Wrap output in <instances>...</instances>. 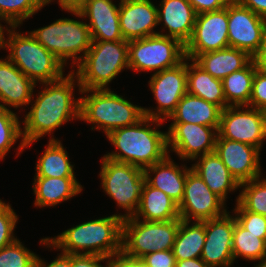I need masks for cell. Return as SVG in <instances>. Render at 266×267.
<instances>
[{"label": "cell", "mask_w": 266, "mask_h": 267, "mask_svg": "<svg viewBox=\"0 0 266 267\" xmlns=\"http://www.w3.org/2000/svg\"><path fill=\"white\" fill-rule=\"evenodd\" d=\"M69 72L58 81L41 83L45 88L38 92L34 104L30 102V111L22 121V140L17 156L44 135L50 136L51 132L66 122L79 119L80 98L75 99L73 94L76 85L80 87L79 80L73 70Z\"/></svg>", "instance_id": "6da1fadb"}, {"label": "cell", "mask_w": 266, "mask_h": 267, "mask_svg": "<svg viewBox=\"0 0 266 267\" xmlns=\"http://www.w3.org/2000/svg\"><path fill=\"white\" fill-rule=\"evenodd\" d=\"M163 122L165 121L144 116L134 125L120 127L110 132L106 137L119 152L112 151L104 157L143 170L164 160L170 154L167 132L157 130L159 129L157 126L160 127ZM154 124L156 126L153 128Z\"/></svg>", "instance_id": "7a4b0ae2"}, {"label": "cell", "mask_w": 266, "mask_h": 267, "mask_svg": "<svg viewBox=\"0 0 266 267\" xmlns=\"http://www.w3.org/2000/svg\"><path fill=\"white\" fill-rule=\"evenodd\" d=\"M120 214H112L71 227L57 237H45L40 243L66 254H85L113 257L122 251Z\"/></svg>", "instance_id": "3957f363"}, {"label": "cell", "mask_w": 266, "mask_h": 267, "mask_svg": "<svg viewBox=\"0 0 266 267\" xmlns=\"http://www.w3.org/2000/svg\"><path fill=\"white\" fill-rule=\"evenodd\" d=\"M78 91L81 95L86 94L79 97V120L93 124L91 130L102 129L106 136L120 127L134 125L144 117V107L134 105L110 88Z\"/></svg>", "instance_id": "277c9868"}, {"label": "cell", "mask_w": 266, "mask_h": 267, "mask_svg": "<svg viewBox=\"0 0 266 267\" xmlns=\"http://www.w3.org/2000/svg\"><path fill=\"white\" fill-rule=\"evenodd\" d=\"M10 28V29H9ZM7 28L3 50L10 53L7 58L36 84L55 82L64 77V65L46 50L31 34L17 32V26Z\"/></svg>", "instance_id": "5b68a950"}, {"label": "cell", "mask_w": 266, "mask_h": 267, "mask_svg": "<svg viewBox=\"0 0 266 267\" xmlns=\"http://www.w3.org/2000/svg\"><path fill=\"white\" fill-rule=\"evenodd\" d=\"M76 69L79 90L109 89V83L129 69L128 41H93Z\"/></svg>", "instance_id": "8992f818"}, {"label": "cell", "mask_w": 266, "mask_h": 267, "mask_svg": "<svg viewBox=\"0 0 266 267\" xmlns=\"http://www.w3.org/2000/svg\"><path fill=\"white\" fill-rule=\"evenodd\" d=\"M30 34L64 66L70 58L72 67L78 65L93 42L86 22L69 18L56 19L50 25L35 29Z\"/></svg>", "instance_id": "52a82bcc"}, {"label": "cell", "mask_w": 266, "mask_h": 267, "mask_svg": "<svg viewBox=\"0 0 266 267\" xmlns=\"http://www.w3.org/2000/svg\"><path fill=\"white\" fill-rule=\"evenodd\" d=\"M180 219L170 221H144L129 217L122 224V253L141 259L143 256L171 250L179 229Z\"/></svg>", "instance_id": "ba28073f"}, {"label": "cell", "mask_w": 266, "mask_h": 267, "mask_svg": "<svg viewBox=\"0 0 266 267\" xmlns=\"http://www.w3.org/2000/svg\"><path fill=\"white\" fill-rule=\"evenodd\" d=\"M99 177L106 195L113 199L118 207L125 209L123 219L133 217L140 203L141 189L145 181L144 170L128 163L101 159Z\"/></svg>", "instance_id": "9c48e42d"}, {"label": "cell", "mask_w": 266, "mask_h": 267, "mask_svg": "<svg viewBox=\"0 0 266 267\" xmlns=\"http://www.w3.org/2000/svg\"><path fill=\"white\" fill-rule=\"evenodd\" d=\"M129 69L154 71V74L180 64L185 58V45L179 40L156 34L128 41Z\"/></svg>", "instance_id": "30bf717a"}, {"label": "cell", "mask_w": 266, "mask_h": 267, "mask_svg": "<svg viewBox=\"0 0 266 267\" xmlns=\"http://www.w3.org/2000/svg\"><path fill=\"white\" fill-rule=\"evenodd\" d=\"M187 61L153 74L148 82L158 104L156 109L143 108L144 116L166 121L187 93Z\"/></svg>", "instance_id": "8fae6325"}, {"label": "cell", "mask_w": 266, "mask_h": 267, "mask_svg": "<svg viewBox=\"0 0 266 267\" xmlns=\"http://www.w3.org/2000/svg\"><path fill=\"white\" fill-rule=\"evenodd\" d=\"M218 134L222 138L246 143L260 150L266 139L262 110L248 105L227 106L221 112Z\"/></svg>", "instance_id": "7c38bea8"}, {"label": "cell", "mask_w": 266, "mask_h": 267, "mask_svg": "<svg viewBox=\"0 0 266 267\" xmlns=\"http://www.w3.org/2000/svg\"><path fill=\"white\" fill-rule=\"evenodd\" d=\"M226 202L213 193L202 178L190 169L187 172L183 200L178 205L180 219L204 221L223 216Z\"/></svg>", "instance_id": "4fadbf2b"}, {"label": "cell", "mask_w": 266, "mask_h": 267, "mask_svg": "<svg viewBox=\"0 0 266 267\" xmlns=\"http://www.w3.org/2000/svg\"><path fill=\"white\" fill-rule=\"evenodd\" d=\"M229 47L227 6L196 16L191 38L185 45V56L194 60L199 54Z\"/></svg>", "instance_id": "5bb4252c"}, {"label": "cell", "mask_w": 266, "mask_h": 267, "mask_svg": "<svg viewBox=\"0 0 266 267\" xmlns=\"http://www.w3.org/2000/svg\"><path fill=\"white\" fill-rule=\"evenodd\" d=\"M229 47L246 51L251 57L259 50L266 29V18L235 0L227 4Z\"/></svg>", "instance_id": "9a60e30c"}, {"label": "cell", "mask_w": 266, "mask_h": 267, "mask_svg": "<svg viewBox=\"0 0 266 267\" xmlns=\"http://www.w3.org/2000/svg\"><path fill=\"white\" fill-rule=\"evenodd\" d=\"M167 131L168 151L175 152L180 160L193 161L215 150L218 135L215 127L193 123H171Z\"/></svg>", "instance_id": "2e32d148"}, {"label": "cell", "mask_w": 266, "mask_h": 267, "mask_svg": "<svg viewBox=\"0 0 266 267\" xmlns=\"http://www.w3.org/2000/svg\"><path fill=\"white\" fill-rule=\"evenodd\" d=\"M234 226L235 217L228 211L223 216L205 220L206 240L201 259L209 267H230L235 262L232 251Z\"/></svg>", "instance_id": "e0dca14e"}, {"label": "cell", "mask_w": 266, "mask_h": 267, "mask_svg": "<svg viewBox=\"0 0 266 267\" xmlns=\"http://www.w3.org/2000/svg\"><path fill=\"white\" fill-rule=\"evenodd\" d=\"M214 151L239 183L261 177V150L258 148L218 134Z\"/></svg>", "instance_id": "ac0fdd59"}, {"label": "cell", "mask_w": 266, "mask_h": 267, "mask_svg": "<svg viewBox=\"0 0 266 267\" xmlns=\"http://www.w3.org/2000/svg\"><path fill=\"white\" fill-rule=\"evenodd\" d=\"M119 7L112 0H86L79 12H69L87 18L93 41L124 40L120 29Z\"/></svg>", "instance_id": "d6986e66"}, {"label": "cell", "mask_w": 266, "mask_h": 267, "mask_svg": "<svg viewBox=\"0 0 266 267\" xmlns=\"http://www.w3.org/2000/svg\"><path fill=\"white\" fill-rule=\"evenodd\" d=\"M119 20L122 37L130 41L156 35L157 6L151 0H120Z\"/></svg>", "instance_id": "ffe728a7"}, {"label": "cell", "mask_w": 266, "mask_h": 267, "mask_svg": "<svg viewBox=\"0 0 266 267\" xmlns=\"http://www.w3.org/2000/svg\"><path fill=\"white\" fill-rule=\"evenodd\" d=\"M36 83L24 75L7 57L0 58V107L17 109L34 101ZM9 106V108H8Z\"/></svg>", "instance_id": "44dd1931"}, {"label": "cell", "mask_w": 266, "mask_h": 267, "mask_svg": "<svg viewBox=\"0 0 266 267\" xmlns=\"http://www.w3.org/2000/svg\"><path fill=\"white\" fill-rule=\"evenodd\" d=\"M159 7H157L158 25H163L162 30H168V34L161 32L158 34L175 38L186 45L191 38L197 16L190 2L188 0H162Z\"/></svg>", "instance_id": "7402d4cb"}, {"label": "cell", "mask_w": 266, "mask_h": 267, "mask_svg": "<svg viewBox=\"0 0 266 267\" xmlns=\"http://www.w3.org/2000/svg\"><path fill=\"white\" fill-rule=\"evenodd\" d=\"M173 161L169 154L164 160L145 168L144 176L150 186L163 191L179 205L183 200L187 172L191 167H179Z\"/></svg>", "instance_id": "603a6c76"}, {"label": "cell", "mask_w": 266, "mask_h": 267, "mask_svg": "<svg viewBox=\"0 0 266 267\" xmlns=\"http://www.w3.org/2000/svg\"><path fill=\"white\" fill-rule=\"evenodd\" d=\"M199 159L198 161H196ZM191 169L196 172L210 190L224 202L227 194L240 188V183L230 173L226 165L214 152L197 157Z\"/></svg>", "instance_id": "cb8c5ba5"}, {"label": "cell", "mask_w": 266, "mask_h": 267, "mask_svg": "<svg viewBox=\"0 0 266 267\" xmlns=\"http://www.w3.org/2000/svg\"><path fill=\"white\" fill-rule=\"evenodd\" d=\"M222 109L206 100L186 93L170 115L172 123H193L219 130Z\"/></svg>", "instance_id": "d4e9b609"}, {"label": "cell", "mask_w": 266, "mask_h": 267, "mask_svg": "<svg viewBox=\"0 0 266 267\" xmlns=\"http://www.w3.org/2000/svg\"><path fill=\"white\" fill-rule=\"evenodd\" d=\"M75 177H34V205L38 207L55 206L82 192V185Z\"/></svg>", "instance_id": "484cf974"}, {"label": "cell", "mask_w": 266, "mask_h": 267, "mask_svg": "<svg viewBox=\"0 0 266 267\" xmlns=\"http://www.w3.org/2000/svg\"><path fill=\"white\" fill-rule=\"evenodd\" d=\"M133 218H141L144 221L180 219L178 204L163 191L150 186L144 181L140 203Z\"/></svg>", "instance_id": "4316f807"}, {"label": "cell", "mask_w": 266, "mask_h": 267, "mask_svg": "<svg viewBox=\"0 0 266 267\" xmlns=\"http://www.w3.org/2000/svg\"><path fill=\"white\" fill-rule=\"evenodd\" d=\"M252 57L244 50L228 47L199 54L194 61L212 77L223 80L229 74L241 70Z\"/></svg>", "instance_id": "83f0119b"}, {"label": "cell", "mask_w": 266, "mask_h": 267, "mask_svg": "<svg viewBox=\"0 0 266 267\" xmlns=\"http://www.w3.org/2000/svg\"><path fill=\"white\" fill-rule=\"evenodd\" d=\"M187 62V93L200 97L207 102L226 108L223 83L221 79L212 77L193 59Z\"/></svg>", "instance_id": "f1b7e54d"}, {"label": "cell", "mask_w": 266, "mask_h": 267, "mask_svg": "<svg viewBox=\"0 0 266 267\" xmlns=\"http://www.w3.org/2000/svg\"><path fill=\"white\" fill-rule=\"evenodd\" d=\"M74 166L60 140L49 139L44 154L37 160L34 177H75Z\"/></svg>", "instance_id": "f546056e"}, {"label": "cell", "mask_w": 266, "mask_h": 267, "mask_svg": "<svg viewBox=\"0 0 266 267\" xmlns=\"http://www.w3.org/2000/svg\"><path fill=\"white\" fill-rule=\"evenodd\" d=\"M191 222L180 219L179 229L173 244V254L176 261L201 258L206 240L205 220Z\"/></svg>", "instance_id": "4dcf8cb0"}, {"label": "cell", "mask_w": 266, "mask_h": 267, "mask_svg": "<svg viewBox=\"0 0 266 267\" xmlns=\"http://www.w3.org/2000/svg\"><path fill=\"white\" fill-rule=\"evenodd\" d=\"M256 69L251 60L244 68L229 74L222 80L226 107L249 105Z\"/></svg>", "instance_id": "1f68e13d"}, {"label": "cell", "mask_w": 266, "mask_h": 267, "mask_svg": "<svg viewBox=\"0 0 266 267\" xmlns=\"http://www.w3.org/2000/svg\"><path fill=\"white\" fill-rule=\"evenodd\" d=\"M232 251L234 261L242 257L247 261H259L266 255V241L260 235L250 233L235 219L232 238Z\"/></svg>", "instance_id": "d6a6232c"}, {"label": "cell", "mask_w": 266, "mask_h": 267, "mask_svg": "<svg viewBox=\"0 0 266 267\" xmlns=\"http://www.w3.org/2000/svg\"><path fill=\"white\" fill-rule=\"evenodd\" d=\"M43 7L44 0H0V16L8 26L19 27Z\"/></svg>", "instance_id": "836d02e7"}, {"label": "cell", "mask_w": 266, "mask_h": 267, "mask_svg": "<svg viewBox=\"0 0 266 267\" xmlns=\"http://www.w3.org/2000/svg\"><path fill=\"white\" fill-rule=\"evenodd\" d=\"M261 179V180H260ZM239 202L247 211L266 216V178H256L240 183Z\"/></svg>", "instance_id": "e575fe53"}, {"label": "cell", "mask_w": 266, "mask_h": 267, "mask_svg": "<svg viewBox=\"0 0 266 267\" xmlns=\"http://www.w3.org/2000/svg\"><path fill=\"white\" fill-rule=\"evenodd\" d=\"M19 117L10 109L0 107V159H4L16 141L22 138Z\"/></svg>", "instance_id": "d590c367"}, {"label": "cell", "mask_w": 266, "mask_h": 267, "mask_svg": "<svg viewBox=\"0 0 266 267\" xmlns=\"http://www.w3.org/2000/svg\"><path fill=\"white\" fill-rule=\"evenodd\" d=\"M36 257V253L17 239L0 249V267H33Z\"/></svg>", "instance_id": "8d00e7d4"}, {"label": "cell", "mask_w": 266, "mask_h": 267, "mask_svg": "<svg viewBox=\"0 0 266 267\" xmlns=\"http://www.w3.org/2000/svg\"><path fill=\"white\" fill-rule=\"evenodd\" d=\"M236 221L250 233L266 241V216L247 211L239 202L233 210Z\"/></svg>", "instance_id": "74e56055"}, {"label": "cell", "mask_w": 266, "mask_h": 267, "mask_svg": "<svg viewBox=\"0 0 266 267\" xmlns=\"http://www.w3.org/2000/svg\"><path fill=\"white\" fill-rule=\"evenodd\" d=\"M17 220L18 215L11 205L0 199V249L17 240L14 236Z\"/></svg>", "instance_id": "f35d334b"}, {"label": "cell", "mask_w": 266, "mask_h": 267, "mask_svg": "<svg viewBox=\"0 0 266 267\" xmlns=\"http://www.w3.org/2000/svg\"><path fill=\"white\" fill-rule=\"evenodd\" d=\"M250 107L264 110L266 108V72L256 69L253 78L252 91L250 96Z\"/></svg>", "instance_id": "ab89813d"}, {"label": "cell", "mask_w": 266, "mask_h": 267, "mask_svg": "<svg viewBox=\"0 0 266 267\" xmlns=\"http://www.w3.org/2000/svg\"><path fill=\"white\" fill-rule=\"evenodd\" d=\"M145 267H175L176 259L171 250L157 251L140 259Z\"/></svg>", "instance_id": "60d3db41"}, {"label": "cell", "mask_w": 266, "mask_h": 267, "mask_svg": "<svg viewBox=\"0 0 266 267\" xmlns=\"http://www.w3.org/2000/svg\"><path fill=\"white\" fill-rule=\"evenodd\" d=\"M106 260V265L101 262ZM110 258L99 255L71 254V267H109Z\"/></svg>", "instance_id": "b9f144b4"}, {"label": "cell", "mask_w": 266, "mask_h": 267, "mask_svg": "<svg viewBox=\"0 0 266 267\" xmlns=\"http://www.w3.org/2000/svg\"><path fill=\"white\" fill-rule=\"evenodd\" d=\"M198 14L225 8L231 0H188Z\"/></svg>", "instance_id": "7bdbcfd3"}, {"label": "cell", "mask_w": 266, "mask_h": 267, "mask_svg": "<svg viewBox=\"0 0 266 267\" xmlns=\"http://www.w3.org/2000/svg\"><path fill=\"white\" fill-rule=\"evenodd\" d=\"M109 267H145L140 259L127 257L122 252L110 258Z\"/></svg>", "instance_id": "ee69618b"}, {"label": "cell", "mask_w": 266, "mask_h": 267, "mask_svg": "<svg viewBox=\"0 0 266 267\" xmlns=\"http://www.w3.org/2000/svg\"><path fill=\"white\" fill-rule=\"evenodd\" d=\"M33 267H71V254L61 252L51 263L44 262L38 255Z\"/></svg>", "instance_id": "f6af8a7d"}, {"label": "cell", "mask_w": 266, "mask_h": 267, "mask_svg": "<svg viewBox=\"0 0 266 267\" xmlns=\"http://www.w3.org/2000/svg\"><path fill=\"white\" fill-rule=\"evenodd\" d=\"M240 5L249 8L255 14L266 18V0H235Z\"/></svg>", "instance_id": "bcb514c9"}, {"label": "cell", "mask_w": 266, "mask_h": 267, "mask_svg": "<svg viewBox=\"0 0 266 267\" xmlns=\"http://www.w3.org/2000/svg\"><path fill=\"white\" fill-rule=\"evenodd\" d=\"M257 69L266 72V29L259 50L252 56Z\"/></svg>", "instance_id": "7dc6e473"}, {"label": "cell", "mask_w": 266, "mask_h": 267, "mask_svg": "<svg viewBox=\"0 0 266 267\" xmlns=\"http://www.w3.org/2000/svg\"><path fill=\"white\" fill-rule=\"evenodd\" d=\"M60 7L67 12H79L86 0H57ZM53 2V0H44V6Z\"/></svg>", "instance_id": "c3c4849f"}, {"label": "cell", "mask_w": 266, "mask_h": 267, "mask_svg": "<svg viewBox=\"0 0 266 267\" xmlns=\"http://www.w3.org/2000/svg\"><path fill=\"white\" fill-rule=\"evenodd\" d=\"M175 267H209L201 258L176 261Z\"/></svg>", "instance_id": "681fc988"}, {"label": "cell", "mask_w": 266, "mask_h": 267, "mask_svg": "<svg viewBox=\"0 0 266 267\" xmlns=\"http://www.w3.org/2000/svg\"><path fill=\"white\" fill-rule=\"evenodd\" d=\"M1 20L3 21L4 19L0 16V22ZM6 28V29H5ZM8 27H4L1 23H0V49H2L3 43H4V39H5V35L4 32L7 30ZM5 30V31H4Z\"/></svg>", "instance_id": "f907efd6"}, {"label": "cell", "mask_w": 266, "mask_h": 267, "mask_svg": "<svg viewBox=\"0 0 266 267\" xmlns=\"http://www.w3.org/2000/svg\"><path fill=\"white\" fill-rule=\"evenodd\" d=\"M255 267H266V255L261 260H259V263L256 264Z\"/></svg>", "instance_id": "816d5d0a"}, {"label": "cell", "mask_w": 266, "mask_h": 267, "mask_svg": "<svg viewBox=\"0 0 266 267\" xmlns=\"http://www.w3.org/2000/svg\"><path fill=\"white\" fill-rule=\"evenodd\" d=\"M263 117H264V124H265V132H266V108L262 110Z\"/></svg>", "instance_id": "f5cc1de1"}]
</instances>
